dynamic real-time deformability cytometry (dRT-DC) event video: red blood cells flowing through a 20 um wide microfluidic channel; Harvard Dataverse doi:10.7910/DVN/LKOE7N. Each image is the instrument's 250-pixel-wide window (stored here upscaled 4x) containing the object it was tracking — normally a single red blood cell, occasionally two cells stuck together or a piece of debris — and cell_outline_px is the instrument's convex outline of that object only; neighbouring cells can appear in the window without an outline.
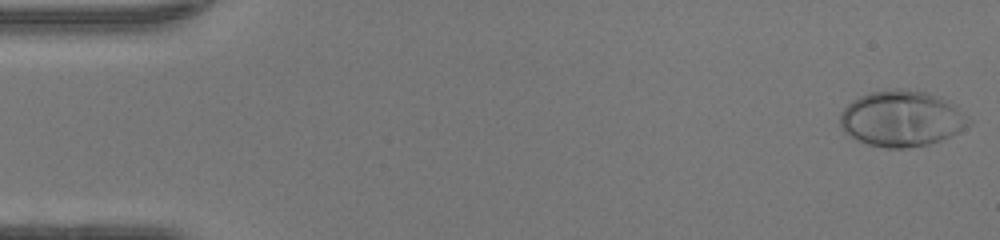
{"species": "human", "species_latin": "Homo sapiens", "temperature_condition": "warm", "stored_images_in_passage": 48, "camera_frame_rate_fps": 3000, "um_per_image_px": 0.085, "donor": {"sex": "female"}, "frame": {"image": 1, "passage_image": 1, "time_ms": 0.0, "image_size_px": [1000, 240], "cell_outline_px": [[972, 124], [940, 140], [928, 144], [904, 148], [884, 148], [868, 144], [856, 140], [844, 132], [840, 128], [840, 112], [852, 100], [860, 96], [872, 92], [896, 88], [900, 88], [928, 92], [940, 96], [948, 100], [968, 116], [972, 120]], "centroid_in_image_um": [76.63, 10.07], "position_along_channel_um": 8.4, "area_um2": 42.08}}
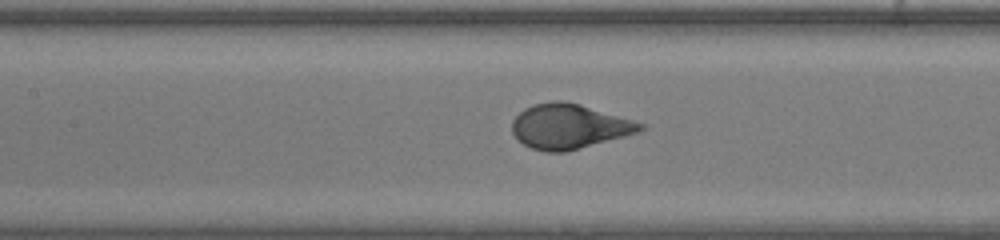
{"frame": {"image": 2, "passage_image": 22, "time_ms": 7.0, "image_size_px": [1000, 240], "cell_outline_px": [[644, 128], [640, 132], [564, 152], [544, 152], [532, 148], [524, 144], [512, 132], [512, 120], [524, 108], [532, 104], [552, 100], [560, 100], [580, 104], [632, 120], [644, 124]], "centroid_in_image_um": [48.34, 10.73], "position_along_channel_um": 159.1, "area_um2": 33.18}}
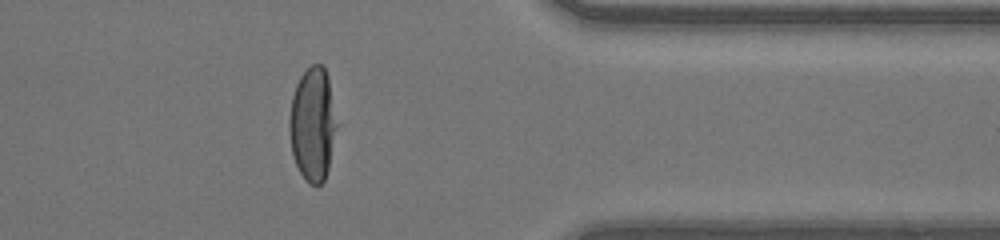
{"frame": {"image": 3, "passage_image": 39, "time_ms": 12.667, "image_size_px": [1000, 240], "cell_outline_px": [[336, 128], [328, 168], [324, 180], [316, 188], [308, 184], [304, 180], [296, 164], [292, 152], [288, 128], [288, 120], [292, 96], [296, 84], [300, 76], [312, 64], [320, 64], [324, 68], [328, 76], [336, 124]], "centroid_in_image_um": [26.54, 10.59], "position_along_channel_um": 384.9, "area_um2": 31.21}, "authors_computed_cell_mechanics": {"area_um2": 34.1309, "velocity_mm_per_s": 4.2681, "shape_relaxation_time_tau1_ms": 3.2177, "shape_relaxation_time_tau2_ms": null, "deformation_change_tau1": 0.2536, "deformation_change_tau2": null}}